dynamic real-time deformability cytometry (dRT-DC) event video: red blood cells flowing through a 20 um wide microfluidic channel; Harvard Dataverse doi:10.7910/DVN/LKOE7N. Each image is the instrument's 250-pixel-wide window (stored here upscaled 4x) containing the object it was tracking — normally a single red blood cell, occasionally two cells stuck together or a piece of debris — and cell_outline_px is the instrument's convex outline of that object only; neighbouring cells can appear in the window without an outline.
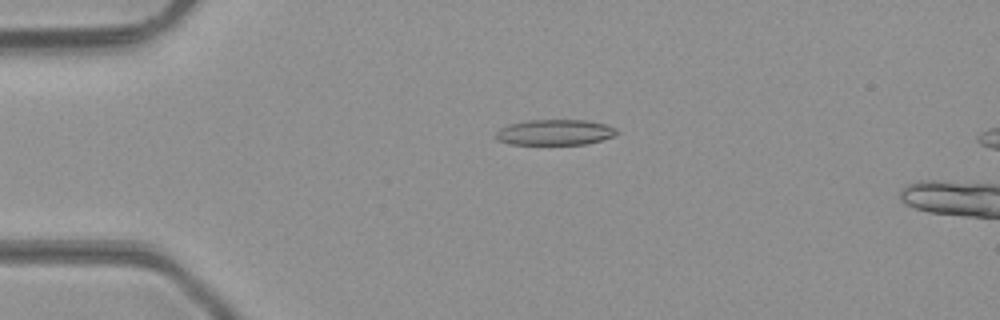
{"species": "common noctule bat (a hibernating species)", "species_latin": "Nyctalus noctula", "temperature_condition": "room temperature", "stored_images_in_passage": 8, "camera_frame_rate_fps": 3000, "um_per_image_px": 0.085, "animal": {"sex": "male", "body_mass_g": 23.1, "forearm_length_mm": 52.7}, "frame": {"image": 1, "passage_image": 5, "time_ms": 1.333, "image_size_px": [1000, 320], "cell_outline_px": [[616, 136], [588, 144], [512, 144], [496, 140], [496, 132], [500, 128], [508, 124], [528, 120], [584, 120], [608, 124], [616, 128]], "centroid_in_image_um": [47.18, 11.24], "position_along_channel_um": 37.8, "area_um2": 18.15}}